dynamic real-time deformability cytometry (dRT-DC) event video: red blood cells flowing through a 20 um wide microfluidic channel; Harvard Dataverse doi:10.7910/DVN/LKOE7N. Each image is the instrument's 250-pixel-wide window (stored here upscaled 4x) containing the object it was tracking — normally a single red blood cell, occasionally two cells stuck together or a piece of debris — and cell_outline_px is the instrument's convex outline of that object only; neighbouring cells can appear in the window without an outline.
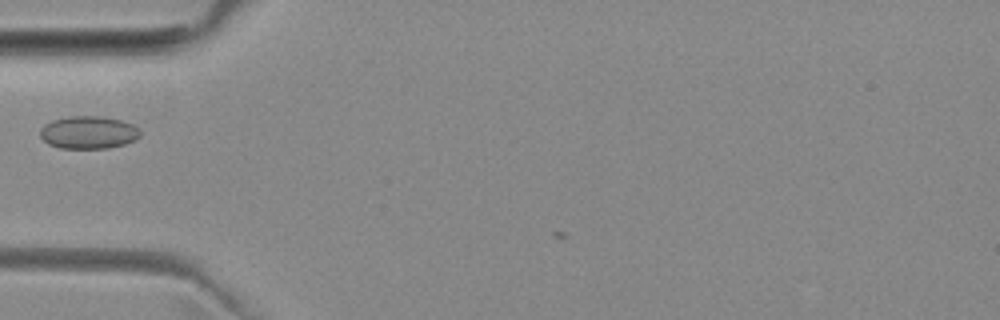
{"species": "common noctule bat (a hibernating species)", "species_latin": "Nyctalus noctula", "temperature_condition": "room temperature", "stored_images_in_passage": 2, "camera_frame_rate_fps": 3000, "um_per_image_px": 0.085, "animal": {"sex": "female", "body_mass_g": 29.2, "forearm_length_mm": 56.3}, "frame": {"image": 1, "passage_image": 2, "time_ms": 1.0, "image_size_px": [1000, 320], "cell_outline_px": [[140, 136], [136, 140], [124, 144], [108, 148], [60, 148], [48, 144], [40, 136], [40, 128], [44, 124], [52, 120], [68, 116], [100, 116], [120, 120], [132, 124], [140, 132]], "centroid_in_image_um": [7.49, 11.25], "position_along_channel_um": 77.5, "area_um2": 19.07}}